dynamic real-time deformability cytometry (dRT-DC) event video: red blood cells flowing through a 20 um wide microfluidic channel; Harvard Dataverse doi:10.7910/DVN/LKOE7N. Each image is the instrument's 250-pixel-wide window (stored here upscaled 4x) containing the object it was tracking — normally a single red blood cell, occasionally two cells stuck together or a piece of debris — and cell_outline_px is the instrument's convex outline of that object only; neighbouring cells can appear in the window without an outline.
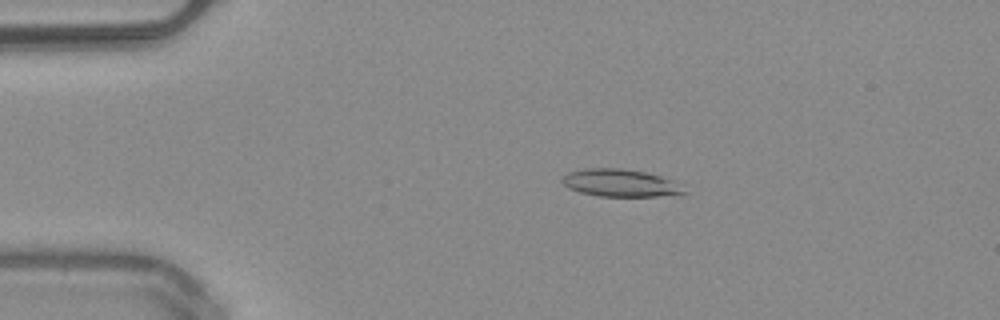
{"species": "common noctule bat (a hibernating species)", "species_latin": "Nyctalus noctula", "temperature_condition": "warm", "stored_images_in_passage": 49, "camera_frame_rate_fps": 3000, "um_per_image_px": 0.085, "animal": {"sex": "male", "body_mass_g": 20.4}, "frame": {"image": 1, "passage_image": 9, "time_ms": 2.667, "image_size_px": [1000, 320], "cell_outline_px": [[688, 192], [680, 196], [596, 196], [580, 192], [568, 188], [560, 180], [568, 172], [584, 168], [620, 168], [644, 172], [660, 176], [684, 184]], "centroid_in_image_um": [52.81, 15.57], "position_along_channel_um": 32.2, "area_um2": 19.94}}
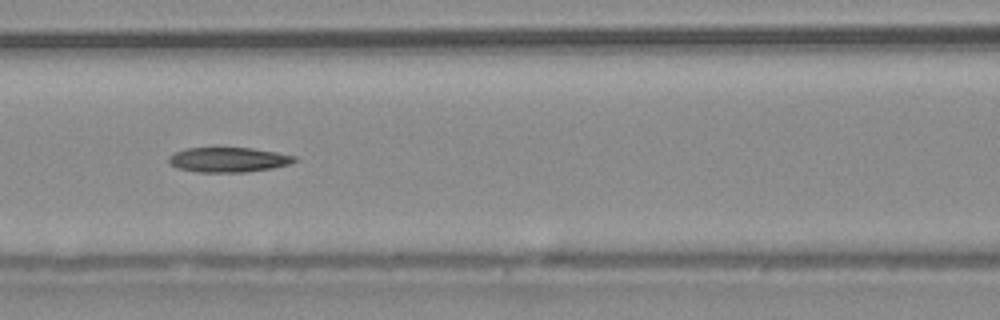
{"frame": {"image": 2, "passage_image": 21, "time_ms": 6.667, "image_size_px": [1000, 320], "cell_outline_px": [[300, 160], [288, 164], [272, 168], [244, 172], [196, 172], [176, 168], [168, 164], [168, 156], [184, 148], [252, 148], [276, 152], [296, 156]], "centroid_in_image_um": [19.39, 13.58], "position_along_channel_um": 147.2, "area_um2": 18.32}}
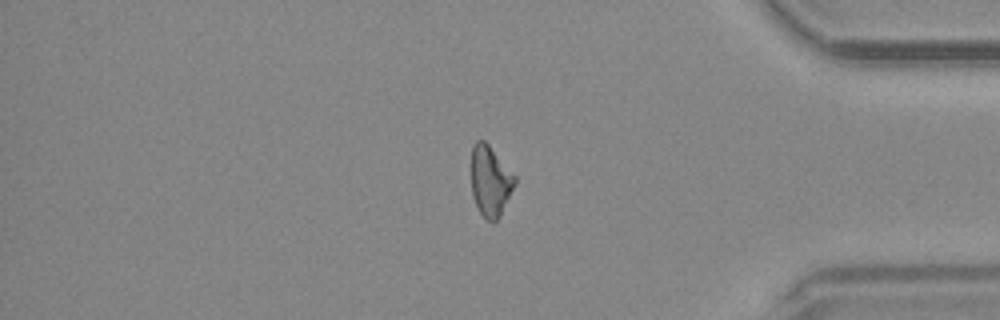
{"frame": {"image": 3, "passage_image": 41, "time_ms": 13.333, "image_size_px": [1000, 320], "cell_outline_px": [[516, 184], [500, 216], [492, 224], [480, 212], [472, 196], [472, 144], [476, 140], [484, 140], [488, 144], [516, 176]], "centroid_in_image_um": [41.69, 15.38], "position_along_channel_um": 393.5, "area_um2": 17.86}, "authors_computed_cell_mechanics": {"area_um2": 19.074, "velocity_mm_per_s": 4.0636, "shape_relaxation_time_tau1_ms": null, "shape_relaxation_time_tau2_ms": 9.6056, "deformation_change_tau1": null, "deformation_change_tau2": 0.2284}}